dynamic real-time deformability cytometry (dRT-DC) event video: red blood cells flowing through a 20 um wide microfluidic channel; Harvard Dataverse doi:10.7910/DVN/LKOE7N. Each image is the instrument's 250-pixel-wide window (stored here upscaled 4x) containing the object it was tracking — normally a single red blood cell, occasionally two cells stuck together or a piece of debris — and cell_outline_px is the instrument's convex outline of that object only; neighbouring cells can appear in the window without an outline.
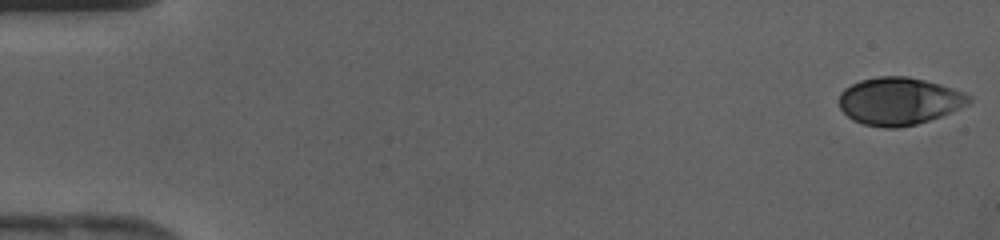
{"species": "human", "species_latin": "Homo sapiens", "temperature_condition": "cold", "stored_images_in_passage": 43, "camera_frame_rate_fps": 3000, "um_per_image_px": 0.085, "donor": {"sex": "female"}, "frame": {"image": 1, "passage_image": 1, "time_ms": 0.0, "image_size_px": [1000, 240], "cell_outline_px": [[972, 100], [968, 104], [960, 108], [940, 116], [916, 124], [896, 128], [884, 128], [864, 124], [852, 120], [840, 108], [840, 92], [844, 88], [860, 80], [876, 76], [908, 76], [940, 84], [964, 92], [972, 96]], "centroid_in_image_um": [76.42, 8.59], "position_along_channel_um": 8.6, "area_um2": 35.95}}
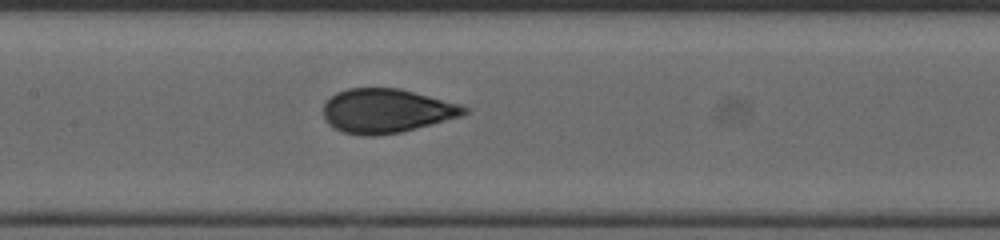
{"frame": {"image": 2, "passage_image": 21, "time_ms": 6.667, "image_size_px": [1000, 240], "cell_outline_px": [[472, 108], [468, 112], [460, 116], [400, 132], [372, 136], [364, 136], [344, 132], [328, 124], [324, 116], [324, 104], [336, 92], [348, 88], [400, 88], [460, 104]], "centroid_in_image_um": [32.85, 9.41], "position_along_channel_um": 174.5, "area_um2": 35.95}}
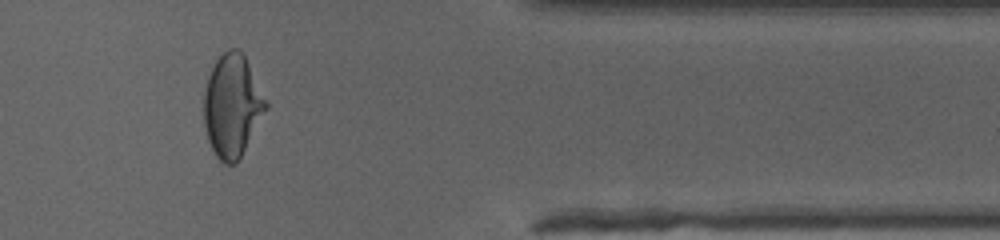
{"frame": {"image": 3, "passage_image": 36, "time_ms": 11.667, "image_size_px": [1000, 240], "cell_outline_px": [[268, 108], [236, 164], [224, 164], [216, 156], [208, 140], [204, 124], [204, 92], [208, 76], [216, 60], [228, 48], [240, 48], [244, 52], [268, 104]], "centroid_in_image_um": [19.74, 8.96], "position_along_channel_um": 391.7, "area_um2": 37.11}}